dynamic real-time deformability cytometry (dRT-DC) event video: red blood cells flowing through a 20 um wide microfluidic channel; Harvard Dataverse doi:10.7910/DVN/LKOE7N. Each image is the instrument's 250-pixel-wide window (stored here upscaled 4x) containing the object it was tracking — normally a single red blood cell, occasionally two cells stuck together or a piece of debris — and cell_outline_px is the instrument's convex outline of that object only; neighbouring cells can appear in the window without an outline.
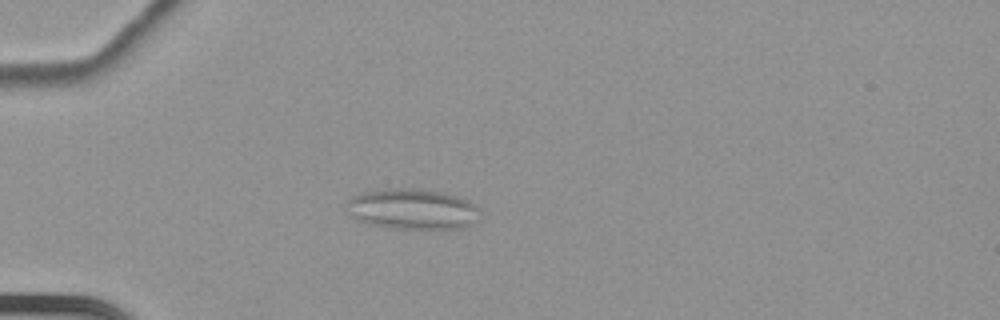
{"species": "common noctule bat (a hibernating species)", "species_latin": "Nyctalus noctula", "temperature_condition": "cold", "stored_images_in_passage": 63, "camera_frame_rate_fps": 3000, "um_per_image_px": 0.085, "animal": {"sex": "female", "body_mass_g": 22.7, "forearm_length_mm": 54.2}, "frame": {"image": 1, "passage_image": 20, "time_ms": 6.333, "image_size_px": [1000, 320], "cell_outline_px": [[480, 220], [464, 228], [392, 228], [368, 224], [356, 220], [348, 216], [344, 208], [344, 204], [352, 196], [364, 192], [388, 188], [420, 188], [440, 192], [456, 196], [468, 200], [480, 208]], "centroid_in_image_um": [35.02, 17.77], "position_along_channel_um": 50.0, "area_um2": 32.14}}
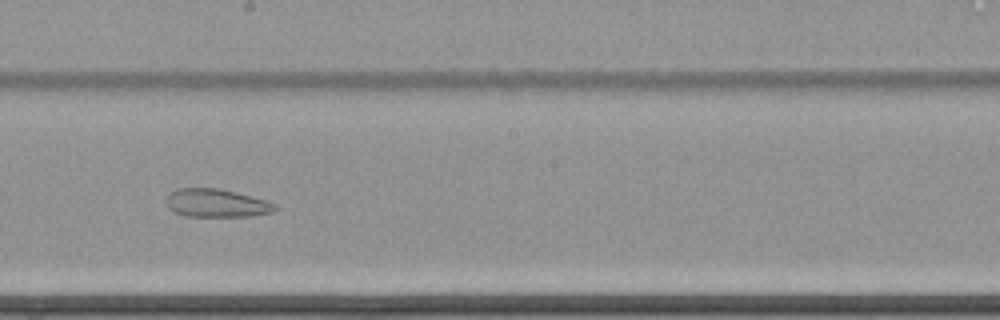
{"frame": {"image": 2, "passage_image": 38, "time_ms": 12.333, "image_size_px": [1000, 320], "cell_outline_px": [[280, 208], [272, 212], [252, 216], [184, 216], [168, 208], [168, 192], [176, 188], [220, 188], [236, 192], [264, 200], [276, 204]], "centroid_in_image_um": [18.41, 17.26], "position_along_channel_um": 229.8, "area_um2": 17.86}}
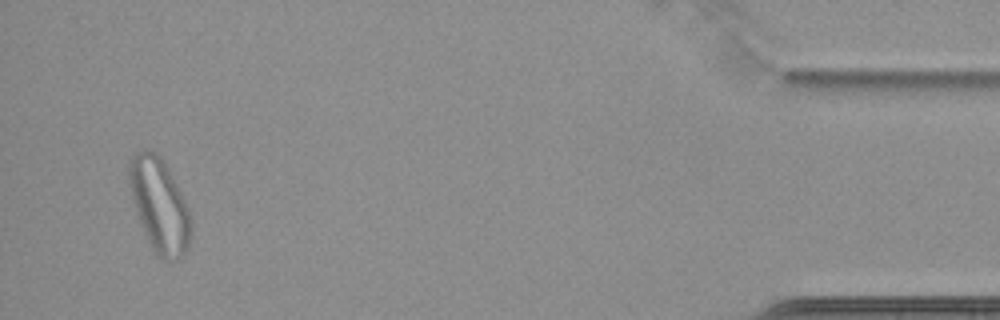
{"frame": {"image": 3, "passage_image": 61, "time_ms": 20.0, "image_size_px": [1000, 320], "cell_outline_px": [[192, 236], [188, 248], [176, 260], [160, 260], [152, 248], [148, 240], [136, 212], [128, 184], [128, 164], [136, 152], [140, 148], [156, 152], [164, 160], [188, 208], [192, 224]], "centroid_in_image_um": [13.55, 17.44], "position_along_channel_um": 421.7, "area_um2": 33.87}}